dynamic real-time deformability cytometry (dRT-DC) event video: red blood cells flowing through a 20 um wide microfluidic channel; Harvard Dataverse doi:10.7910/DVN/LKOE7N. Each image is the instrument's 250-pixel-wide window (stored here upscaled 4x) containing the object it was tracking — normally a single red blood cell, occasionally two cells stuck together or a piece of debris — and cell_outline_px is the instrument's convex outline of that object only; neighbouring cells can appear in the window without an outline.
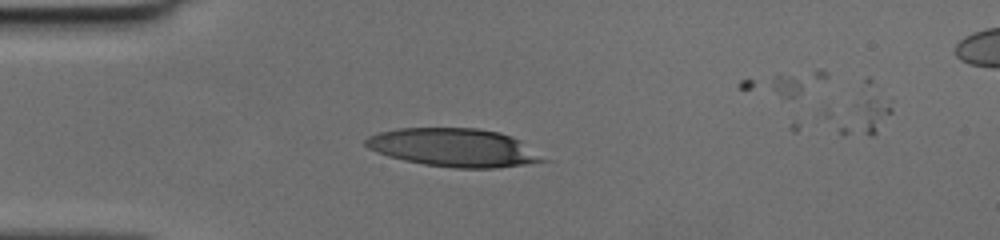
{"species": "human", "species_latin": "Homo sapiens", "temperature_condition": "cold", "stored_images_in_passage": 36, "camera_frame_rate_fps": 3000, "um_per_image_px": 0.085, "donor": {"sex": "female"}, "frame": {"image": 1, "passage_image": 1, "time_ms": 0.0, "image_size_px": [1000, 240], "cell_outline_px": [[552, 160], [528, 164], [496, 168], [452, 168], [424, 164], [404, 160], [388, 156], [376, 152], [368, 148], [364, 144], [364, 140], [368, 136], [380, 132], [400, 128], [480, 128], [500, 132], [512, 136], [520, 140]], "centroid_in_image_um": [38.63, 12.55], "position_along_channel_um": 46.4, "area_um2": 39.94}}
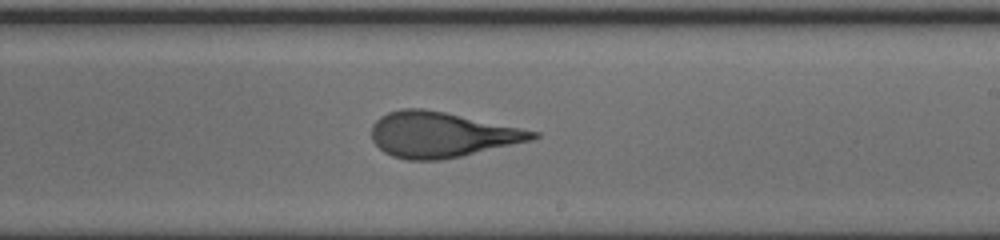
{"frame": {"image": 2, "passage_image": 17, "time_ms": 5.333, "image_size_px": [1000, 240], "cell_outline_px": [[540, 136], [532, 140], [460, 156], [440, 160], [404, 160], [392, 156], [384, 152], [372, 140], [372, 124], [380, 116], [388, 112], [400, 108], [424, 108], [444, 112], [540, 132]], "centroid_in_image_um": [37.49, 11.44], "position_along_channel_um": 251.5, "area_um2": 42.37}}
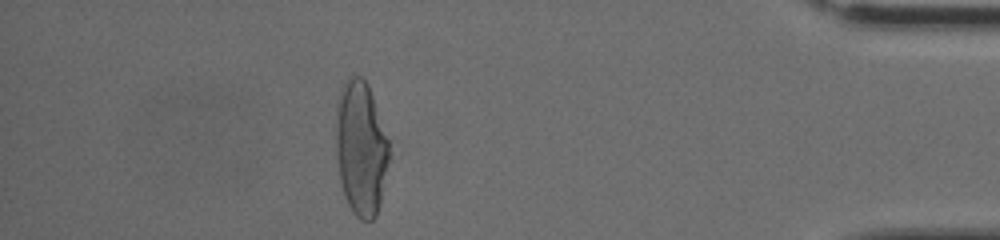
{"frame": {"image": 3, "passage_image": 31, "time_ms": 10.0, "image_size_px": [1000, 240], "cell_outline_px": [[388, 160], [380, 200], [376, 216], [372, 220], [360, 220], [352, 212], [344, 196], [340, 180], [336, 156], [336, 100], [344, 84], [352, 76], [360, 76], [368, 84], [388, 140]], "centroid_in_image_um": [30.64, 12.61], "position_along_channel_um": 404.6, "area_um2": 41.21}}